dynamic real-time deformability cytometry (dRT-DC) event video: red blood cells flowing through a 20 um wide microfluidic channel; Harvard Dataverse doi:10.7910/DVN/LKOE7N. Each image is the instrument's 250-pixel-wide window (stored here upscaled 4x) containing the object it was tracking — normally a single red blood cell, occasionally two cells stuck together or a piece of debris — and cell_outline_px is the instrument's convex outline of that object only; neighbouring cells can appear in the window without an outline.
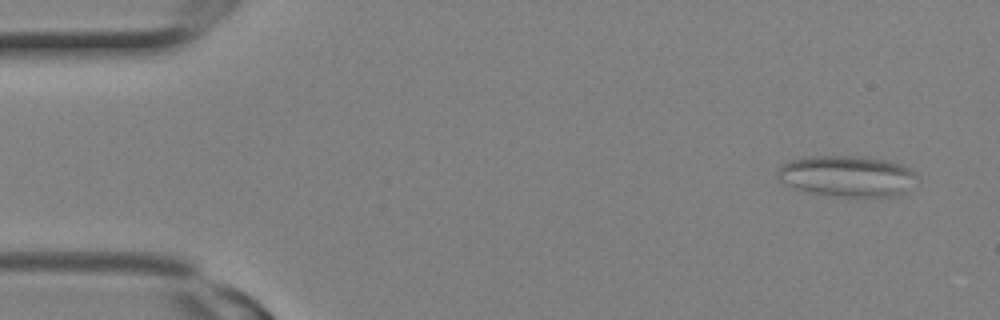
{"species": "Egyptian fruit bat (a non-hibernating species)", "species_latin": "Rousettus aegyptiacus", "temperature_condition": "room temperature", "stored_images_in_passage": 10, "camera_frame_rate_fps": 3000, "um_per_image_px": 0.085, "animal": {"sex": "female"}, "frame": {"image": 1, "passage_image": 1, "time_ms": 0.0, "image_size_px": [1000, 320], "cell_outline_px": [[920, 180], [904, 192], [896, 196], [840, 196], [808, 192], [784, 184], [776, 180], [776, 172], [780, 164], [788, 160], [804, 156], [868, 156], [888, 160], [900, 164], [916, 172], [920, 176]], "centroid_in_image_um": [72.0, 14.95], "position_along_channel_um": 13.0, "area_um2": 34.04}}
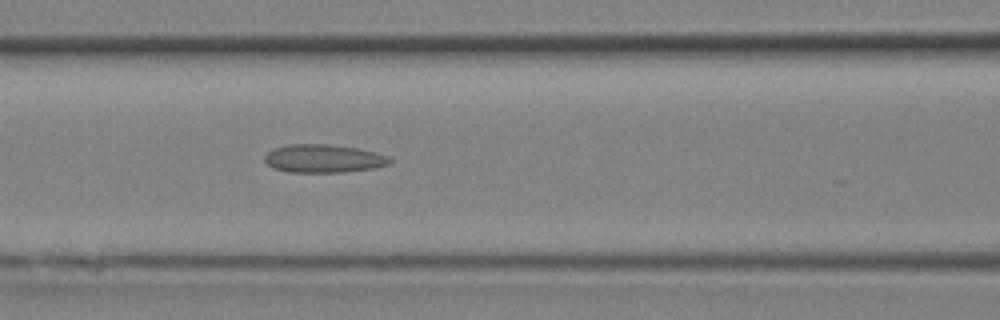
{"frame": {"image": 2, "passage_image": 10, "time_ms": 3.0, "image_size_px": [1000, 320], "cell_outline_px": [[392, 160], [388, 164], [372, 168], [340, 172], [288, 172], [272, 168], [264, 160], [264, 156], [272, 148], [288, 144], [328, 144], [360, 148], [376, 152], [388, 156]], "centroid_in_image_um": [27.46, 13.46], "position_along_channel_um": 139.1, "area_um2": 20.63}}